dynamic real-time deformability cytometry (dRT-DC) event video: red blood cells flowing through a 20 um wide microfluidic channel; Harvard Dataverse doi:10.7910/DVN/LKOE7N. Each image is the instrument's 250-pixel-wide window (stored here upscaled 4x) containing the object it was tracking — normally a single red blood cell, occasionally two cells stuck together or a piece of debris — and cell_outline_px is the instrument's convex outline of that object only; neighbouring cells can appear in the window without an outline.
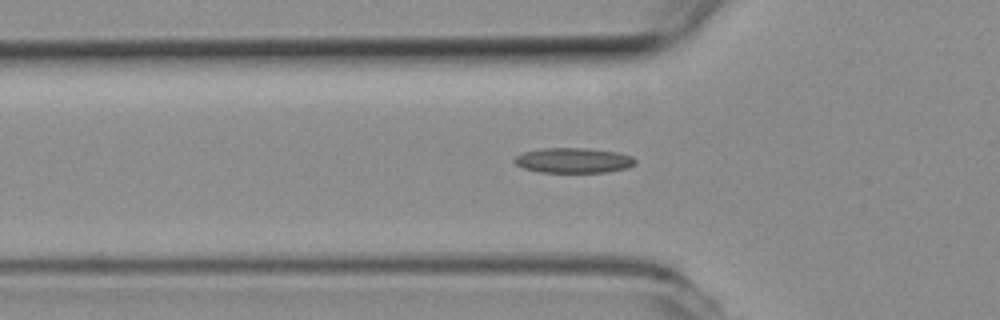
{"species": "common noctule bat (a hibernating species)", "species_latin": "Nyctalus noctula", "temperature_condition": "room temperature", "stored_images_in_passage": 47, "camera_frame_rate_fps": 3000, "um_per_image_px": 0.085, "animal": {"sex": "female", "body_mass_g": 19.3, "forearm_length_mm": 54.1}, "frame": {"image": 1, "passage_image": 17, "time_ms": 5.333, "image_size_px": [1000, 320], "cell_outline_px": [[636, 164], [628, 168], [608, 172], [540, 172], [524, 168], [516, 164], [512, 160], [516, 156], [524, 152], [540, 148], [588, 148], [616, 152], [632, 156], [636, 160]], "centroid_in_image_um": [48.76, 13.63], "position_along_channel_um": 77.0, "area_um2": 17.74}}
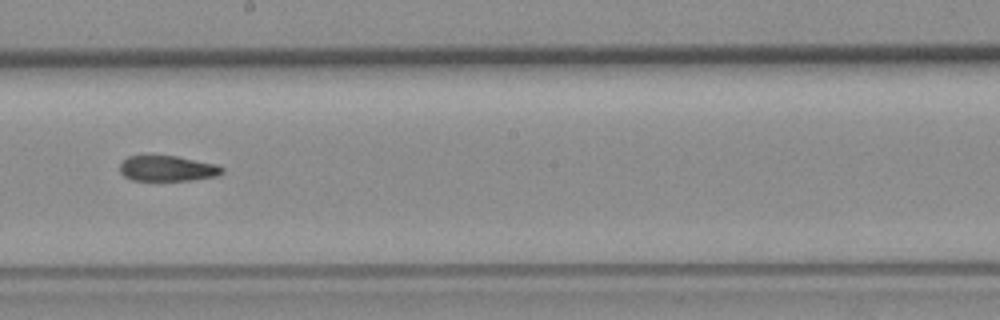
{"frame": {"image": 2, "passage_image": 29, "time_ms": 9.333, "image_size_px": [1000, 320], "cell_outline_px": [[224, 172], [216, 176], [192, 180], [132, 180], [124, 176], [120, 172], [120, 164], [128, 156], [148, 152], [176, 156], [216, 164], [224, 168]], "centroid_in_image_um": [14.18, 14.27], "position_along_channel_um": 234.0, "area_um2": 15.78}}
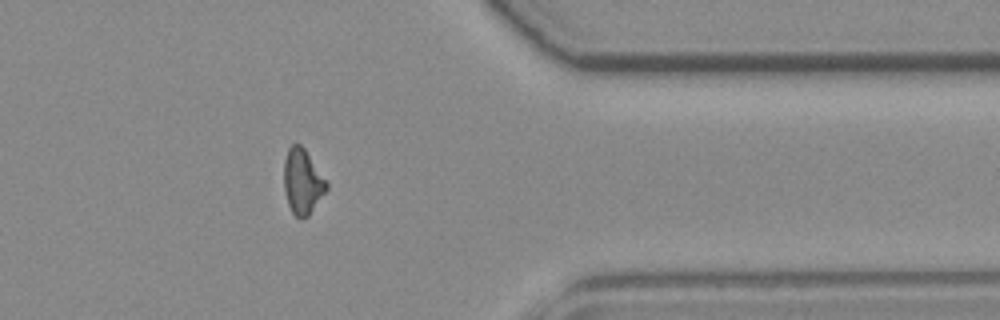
{"frame": {"image": 3, "passage_image": 42, "time_ms": 13.667, "image_size_px": [1000, 320], "cell_outline_px": [[328, 188], [308, 216], [300, 220], [292, 212], [288, 204], [284, 192], [284, 160], [288, 148], [292, 144], [300, 144], [304, 148], [328, 184]], "centroid_in_image_um": [25.69, 15.45], "position_along_channel_um": 385.7, "area_um2": 16.01}, "authors_computed_cell_mechanics": {"area_um2": 16.3574, "velocity_mm_per_s": 3.9109, "shape_relaxation_time_tau1_ms": null, "shape_relaxation_time_tau2_ms": 4.5587, "deformation_change_tau1": null, "deformation_change_tau2": 0.1213}}